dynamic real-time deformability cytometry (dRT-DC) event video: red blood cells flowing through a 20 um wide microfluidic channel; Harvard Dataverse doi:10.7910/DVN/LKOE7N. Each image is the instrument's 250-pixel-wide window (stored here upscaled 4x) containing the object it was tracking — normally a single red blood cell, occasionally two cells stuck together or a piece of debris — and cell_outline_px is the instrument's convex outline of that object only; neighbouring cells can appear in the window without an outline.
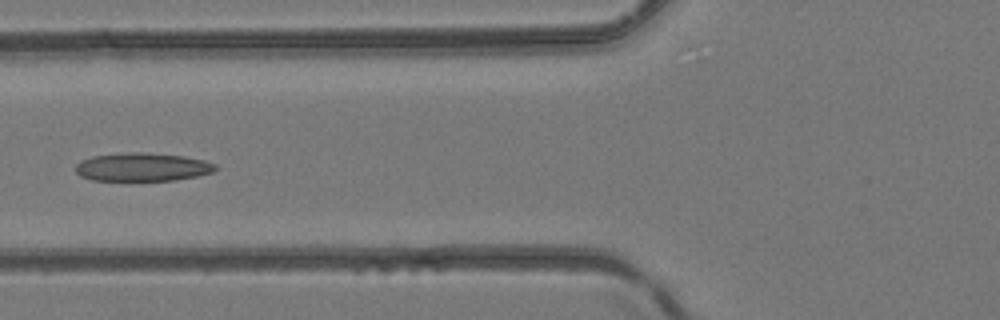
{"species": "common noctule bat (a hibernating species)", "species_latin": "Nyctalus noctula", "temperature_condition": "room temperature", "stored_images_in_passage": 11, "camera_frame_rate_fps": 3000, "um_per_image_px": 0.085, "animal": {"sex": "female", "body_mass_g": 24.6, "forearm_length_mm": 56.2}, "frame": {"image": 1, "passage_image": 7, "time_ms": 2.0, "image_size_px": [1000, 320], "cell_outline_px": [[220, 168], [212, 172], [196, 176], [172, 180], [92, 180], [80, 176], [76, 172], [76, 164], [80, 160], [92, 156], [124, 152], [144, 152], [184, 156], [204, 160], [216, 164]], "centroid_in_image_um": [12.1, 14.18], "position_along_channel_um": 113.7, "area_um2": 23.18}}